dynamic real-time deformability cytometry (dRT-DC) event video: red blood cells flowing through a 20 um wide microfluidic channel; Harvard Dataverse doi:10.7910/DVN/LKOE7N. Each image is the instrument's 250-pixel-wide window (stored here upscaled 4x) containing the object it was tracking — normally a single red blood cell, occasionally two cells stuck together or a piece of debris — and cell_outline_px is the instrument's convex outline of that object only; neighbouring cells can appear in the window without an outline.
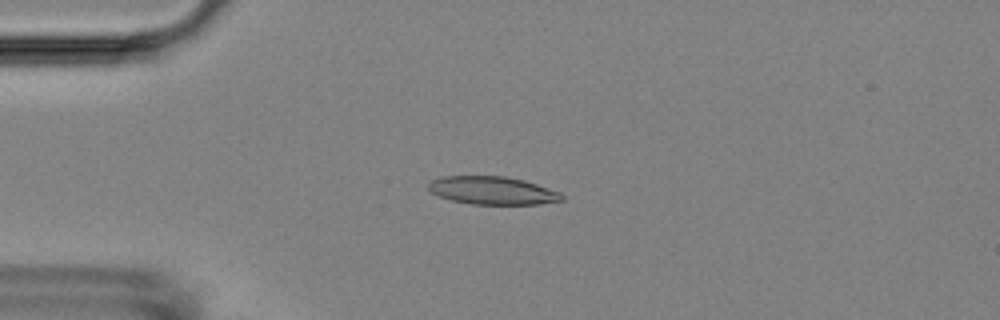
{"species": "Egyptian fruit bat (a non-hibernating species)", "species_latin": "Rousettus aegyptiacus", "temperature_condition": "room temperature", "stored_images_in_passage": 44, "camera_frame_rate_fps": 3000, "um_per_image_px": 0.085, "animal": {"sex": "female"}, "frame": {"image": 1, "passage_image": 3, "time_ms": 0.667, "image_size_px": [1000, 320], "cell_outline_px": [[564, 200], [540, 204], [472, 204], [452, 200], [440, 196], [432, 192], [428, 188], [428, 184], [432, 180], [444, 176], [504, 176], [524, 180], [560, 192], [564, 196]], "centroid_in_image_um": [41.89, 16.19], "position_along_channel_um": 43.1, "area_um2": 21.62}}
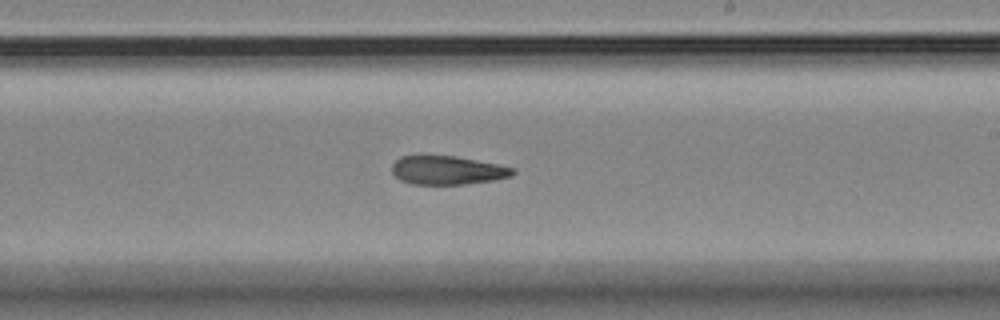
{"frame": {"image": 2, "passage_image": 22, "time_ms": 7.0, "image_size_px": [1000, 320], "cell_outline_px": [[516, 172], [512, 176], [492, 180], [464, 184], [412, 184], [400, 180], [392, 172], [392, 164], [400, 156], [456, 156], [516, 168]], "centroid_in_image_um": [38.03, 14.47], "position_along_channel_um": 251.0, "area_um2": 20.06}}
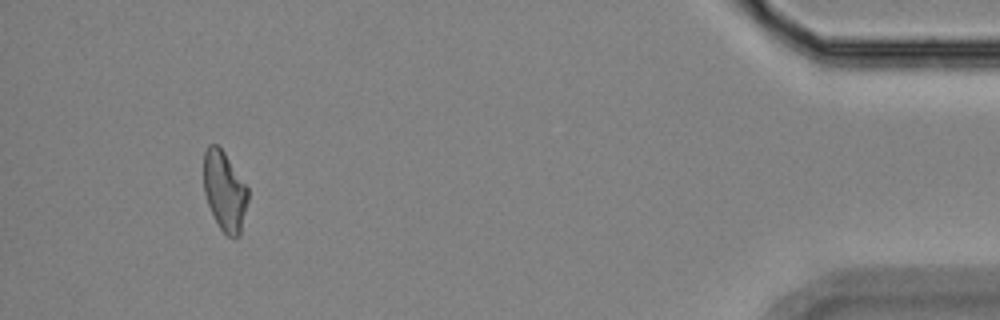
{"frame": {"image": 3, "passage_image": 41, "time_ms": 13.333, "image_size_px": [1000, 320], "cell_outline_px": [[248, 200], [240, 236], [228, 236], [220, 228], [208, 204], [204, 192], [204, 152], [208, 144], [216, 144], [224, 152], [248, 188]], "centroid_in_image_um": [19.09, 16.23], "position_along_channel_um": 416.1, "area_um2": 20.29}, "authors_computed_cell_mechanics": {"area_um2": 21.2704, "velocity_mm_per_s": 3.6147, "shape_relaxation_time_tau1_ms": null, "shape_relaxation_time_tau2_ms": 10.7085, "deformation_change_tau1": null, "deformation_change_tau2": 0.2129}}